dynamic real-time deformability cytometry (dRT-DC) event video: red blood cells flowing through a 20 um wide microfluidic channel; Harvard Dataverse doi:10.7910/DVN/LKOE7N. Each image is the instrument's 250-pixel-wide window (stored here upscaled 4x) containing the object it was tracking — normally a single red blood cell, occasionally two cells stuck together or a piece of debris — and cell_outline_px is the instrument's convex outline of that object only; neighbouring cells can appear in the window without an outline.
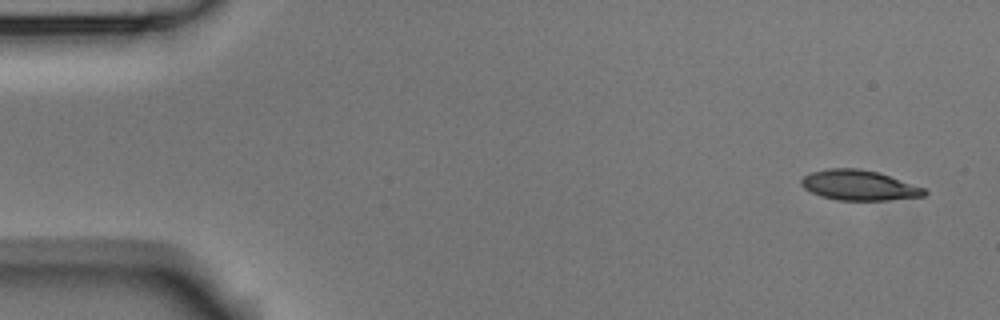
{"species": "Egyptian fruit bat (a non-hibernating species)", "species_latin": "Rousettus aegyptiacus", "temperature_condition": "room temperature", "stored_images_in_passage": 4, "camera_frame_rate_fps": 3000, "um_per_image_px": 0.085, "animal": {"sex": "male"}, "frame": {"image": 1, "passage_image": 1, "time_ms": 0.0, "image_size_px": [1000, 320], "cell_outline_px": [[928, 192], [924, 196], [888, 200], [836, 200], [820, 196], [804, 188], [800, 184], [800, 180], [804, 176], [812, 172], [828, 168], [856, 168], [876, 172], [924, 188]], "centroid_in_image_um": [72.97, 15.75], "position_along_channel_um": 12.0, "area_um2": 21.39}}